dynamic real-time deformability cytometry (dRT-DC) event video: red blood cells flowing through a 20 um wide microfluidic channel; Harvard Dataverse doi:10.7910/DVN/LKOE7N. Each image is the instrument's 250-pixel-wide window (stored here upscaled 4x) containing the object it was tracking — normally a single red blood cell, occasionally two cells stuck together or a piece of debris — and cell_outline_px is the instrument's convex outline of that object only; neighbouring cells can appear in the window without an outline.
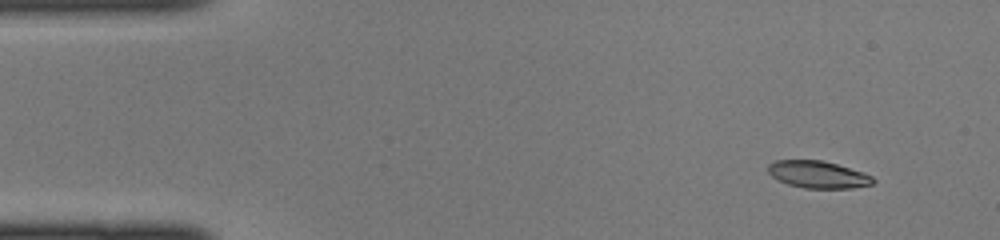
{"species": "common noctule bat (a hibernating species)", "species_latin": "Nyctalus noctula", "temperature_condition": "cold", "stored_images_in_passage": 41, "camera_frame_rate_fps": 3000, "um_per_image_px": 0.085, "animal": {"sex": "female", "body_mass_g": 22.0, "forearm_length_mm": 56.7}, "frame": {"image": 1, "passage_image": 1, "time_ms": 0.0, "image_size_px": [1000, 240], "cell_outline_px": [[876, 180], [872, 184], [852, 188], [804, 188], [788, 184], [772, 176], [768, 172], [768, 164], [776, 160], [824, 160], [864, 172], [872, 176]], "centroid_in_image_um": [69.55, 14.82], "position_along_channel_um": 15.4, "area_um2": 16.65}}
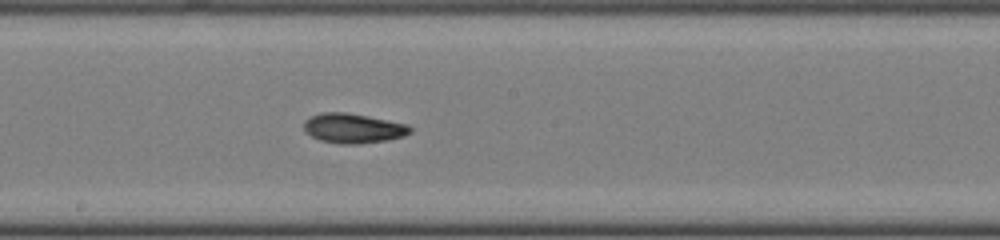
{"frame": {"image": 2, "passage_image": 21, "time_ms": 6.667, "image_size_px": [1000, 240], "cell_outline_px": [[412, 132], [404, 136], [388, 140], [356, 144], [340, 144], [320, 140], [304, 132], [304, 120], [320, 112], [348, 112], [408, 124], [412, 128]], "centroid_in_image_um": [30.02, 10.9], "position_along_channel_um": 218.2, "area_um2": 18.55}}
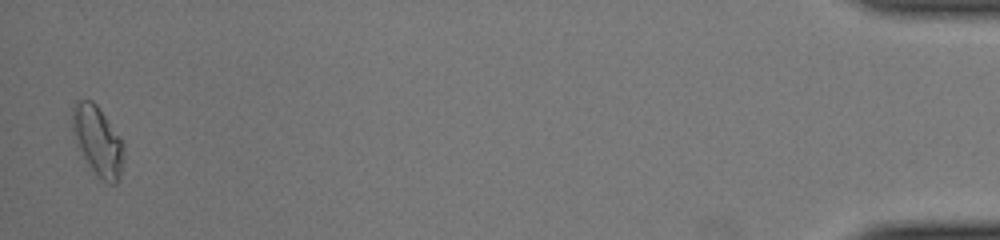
{"frame": {"image": 3, "passage_image": 41, "time_ms": 13.333, "image_size_px": [1000, 240], "cell_outline_px": [[124, 156], [120, 172], [116, 184], [112, 184], [104, 180], [80, 156], [72, 132], [72, 108], [76, 100], [92, 100], [96, 104], [124, 144]], "centroid_in_image_um": [8.26, 11.95], "position_along_channel_um": 426.9, "area_um2": 20.58}}